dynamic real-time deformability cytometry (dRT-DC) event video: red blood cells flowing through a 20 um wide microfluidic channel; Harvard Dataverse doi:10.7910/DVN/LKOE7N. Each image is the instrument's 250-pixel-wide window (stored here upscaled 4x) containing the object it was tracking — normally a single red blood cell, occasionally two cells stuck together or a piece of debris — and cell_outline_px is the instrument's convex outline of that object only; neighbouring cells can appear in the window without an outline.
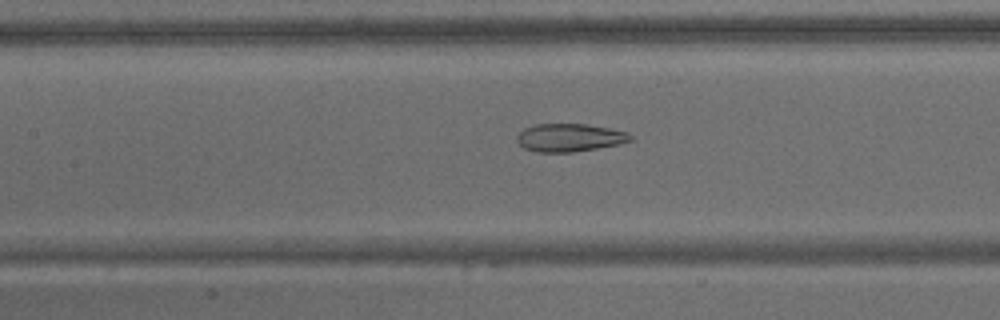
{"species": "common noctule bat (a hibernating species)", "species_latin": "Nyctalus noctula", "temperature_condition": "warm", "stored_images_in_passage": 50, "camera_frame_rate_fps": 3000, "um_per_image_px": 0.085, "animal": {"sex": "male", "body_mass_g": 15.6}, "frame": {"image": 1, "passage_image": 14, "time_ms": 4.333, "image_size_px": [1000, 320], "cell_outline_px": [[632, 140], [620, 144], [572, 152], [536, 152], [524, 148], [516, 140], [516, 136], [524, 128], [536, 124], [584, 124], [608, 128], [628, 132], [632, 136]], "centroid_in_image_um": [48.4, 11.7], "position_along_channel_um": 159.0, "area_um2": 18.44}}
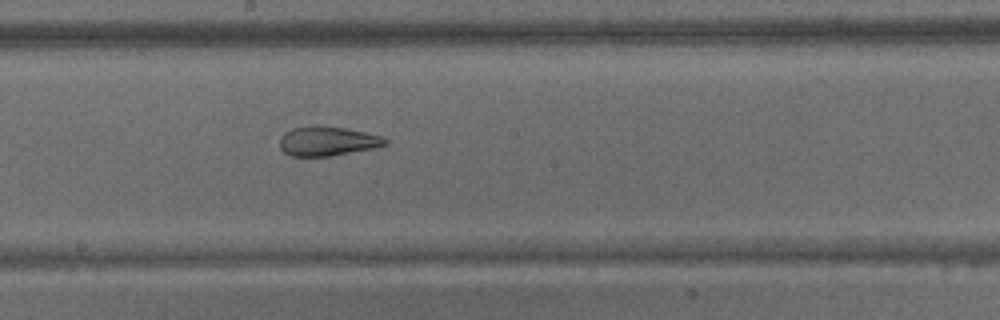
{"frame": {"image": 2, "passage_image": 20, "time_ms": 6.333, "image_size_px": [1000, 320], "cell_outline_px": [[388, 144], [372, 148], [332, 156], [292, 156], [284, 152], [280, 148], [280, 136], [284, 132], [292, 128], [316, 124], [344, 128], [384, 136], [388, 140]], "centroid_in_image_um": [27.82, 11.98], "position_along_channel_um": 220.4, "area_um2": 18.26}}
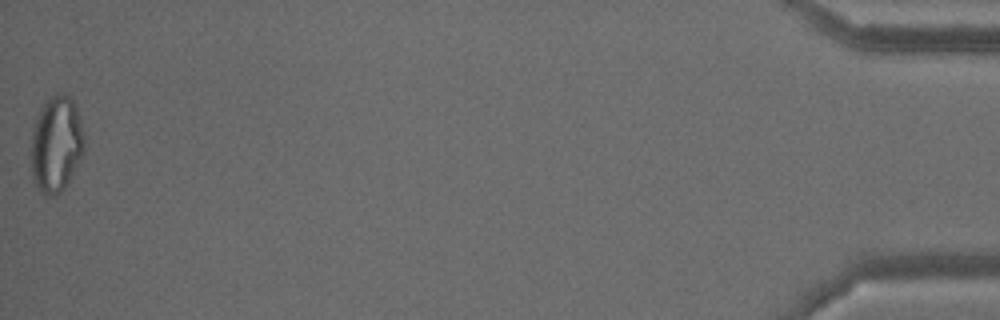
{"frame": {"image": 3, "passage_image": 50, "time_ms": 16.333, "image_size_px": [1000, 320], "cell_outline_px": [[84, 148], [68, 184], [56, 196], [44, 196], [36, 188], [32, 176], [32, 128], [40, 108], [44, 100], [56, 92], [68, 92], [72, 96], [76, 104], [84, 136]], "centroid_in_image_um": [4.78, 12.2], "position_along_channel_um": 430.4, "area_um2": 30.35}, "authors_computed_cell_mechanics": {"area_um2": 22.0796, "velocity_mm_per_s": 3.0836, "shape_relaxation_time_tau1_ms": null, "shape_relaxation_time_tau2_ms": 2.1826, "deformation_change_tau1": null, "deformation_change_tau2": 0.0994}}